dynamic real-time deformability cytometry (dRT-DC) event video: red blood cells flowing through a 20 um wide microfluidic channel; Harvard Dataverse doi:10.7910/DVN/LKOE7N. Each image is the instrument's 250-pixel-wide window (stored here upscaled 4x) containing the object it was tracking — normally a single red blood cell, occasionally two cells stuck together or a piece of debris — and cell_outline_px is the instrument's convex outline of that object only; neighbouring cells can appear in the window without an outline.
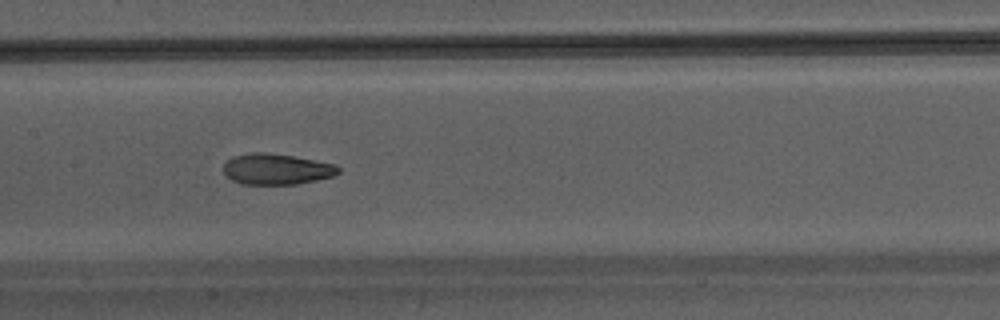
{"species": "Egyptian fruit bat (a non-hibernating species)", "species_latin": "Rousettus aegyptiacus", "temperature_condition": "warm", "stored_images_in_passage": 40, "camera_frame_rate_fps": 3000, "um_per_image_px": 0.085, "animal": {"sex": "male"}, "frame": {"image": 1, "passage_image": 18, "time_ms": 5.667, "image_size_px": [1000, 320], "cell_outline_px": [[340, 172], [332, 176], [316, 180], [296, 184], [244, 184], [232, 180], [224, 172], [224, 164], [232, 156], [252, 152], [264, 152], [292, 156], [336, 164], [340, 168]], "centroid_in_image_um": [23.51, 14.37], "position_along_channel_um": 183.9, "area_um2": 20.52}}